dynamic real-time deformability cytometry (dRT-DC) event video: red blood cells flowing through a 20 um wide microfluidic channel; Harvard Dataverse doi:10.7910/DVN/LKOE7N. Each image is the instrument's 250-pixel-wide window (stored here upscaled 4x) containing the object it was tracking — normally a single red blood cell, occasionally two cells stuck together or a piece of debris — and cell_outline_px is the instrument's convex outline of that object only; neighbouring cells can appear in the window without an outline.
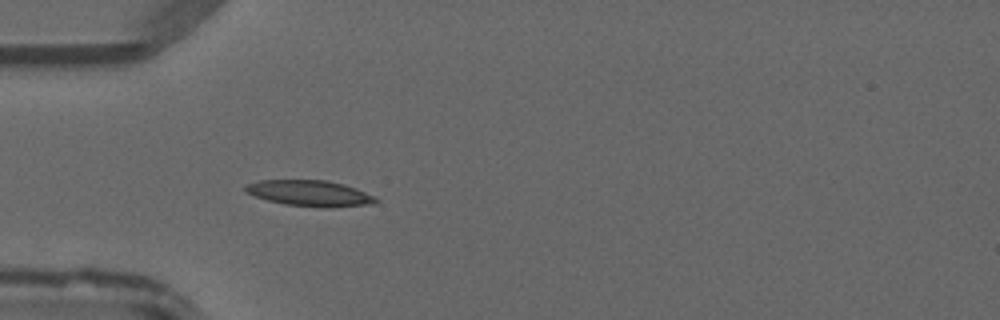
{"species": "common noctule bat (a hibernating species)", "species_latin": "Nyctalus noctula", "temperature_condition": "warm", "stored_images_in_passage": 35, "camera_frame_rate_fps": 3000, "um_per_image_px": 0.085, "animal": {"sex": "male", "forearm_length_mm": 52.5}, "frame": {"image": 1, "passage_image": 2, "time_ms": 0.333, "image_size_px": [1000, 320], "cell_outline_px": [[376, 200], [372, 204], [284, 204], [268, 200], [256, 196], [248, 192], [244, 188], [244, 184], [260, 180], [324, 180], [344, 184], [356, 188], [376, 196]], "centroid_in_image_um": [26.24, 16.35], "position_along_channel_um": 58.8, "area_um2": 18.32}}
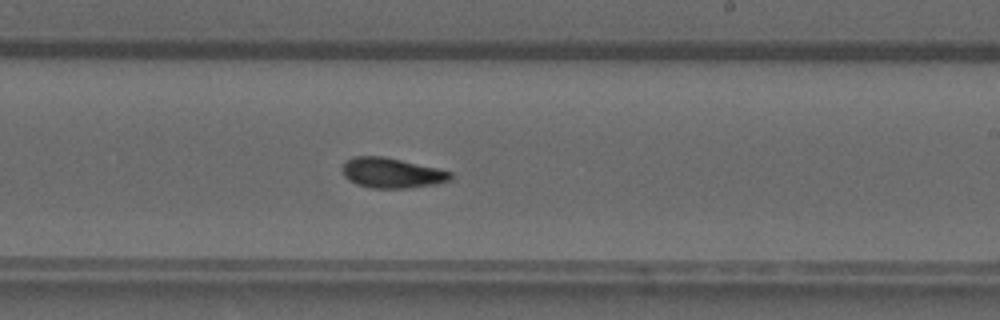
{"frame": {"image": 2, "passage_image": 16, "time_ms": 5.0, "image_size_px": [1000, 320], "cell_outline_px": [[452, 180], [436, 184], [408, 188], [372, 188], [356, 184], [348, 180], [344, 176], [344, 164], [348, 160], [356, 156], [384, 156], [436, 168], [452, 172]], "centroid_in_image_um": [33.33, 14.71], "position_along_channel_um": 255.7, "area_um2": 18.84}}
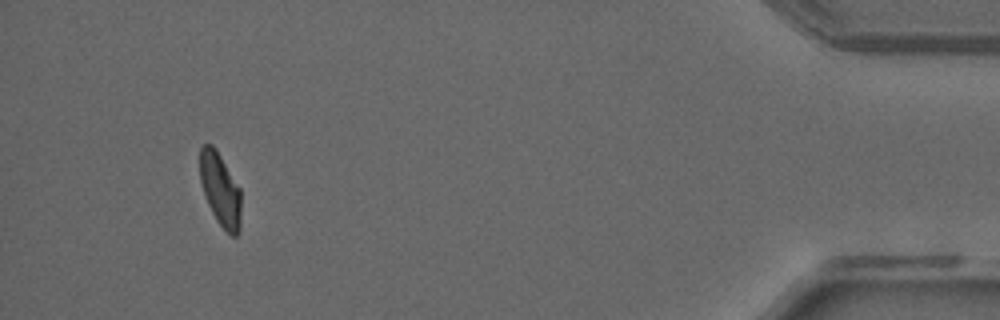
{"frame": {"image": 3, "passage_image": 32, "time_ms": 10.333, "image_size_px": [1000, 320], "cell_outline_px": [[240, 232], [236, 236], [232, 236], [216, 220], [208, 204], [200, 180], [200, 148], [204, 144], [212, 144], [216, 148], [240, 188]], "centroid_in_image_um": [18.73, 16.09], "position_along_channel_um": 416.5, "area_um2": 17.4}}